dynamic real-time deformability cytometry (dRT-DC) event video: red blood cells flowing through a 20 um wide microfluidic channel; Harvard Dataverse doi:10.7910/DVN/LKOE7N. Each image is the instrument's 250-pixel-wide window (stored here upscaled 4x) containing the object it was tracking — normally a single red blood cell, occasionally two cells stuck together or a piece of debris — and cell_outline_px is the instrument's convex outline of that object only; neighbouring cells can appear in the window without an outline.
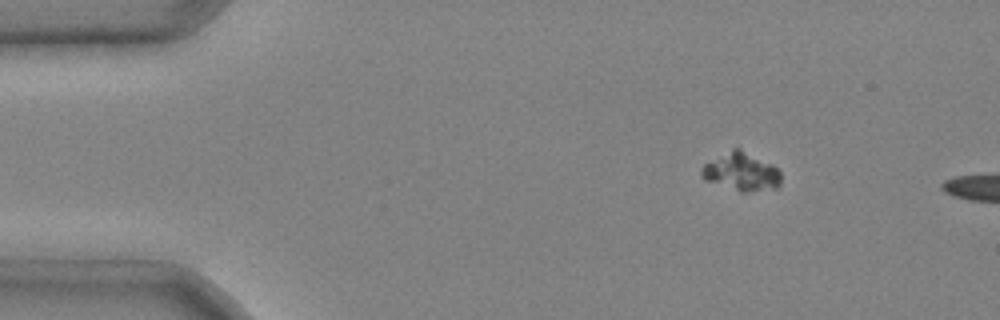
{"species": "common noctule bat (a hibernating species)", "species_latin": "Nyctalus noctula", "temperature_condition": "cold", "stored_images_in_passage": 2, "camera_frame_rate_fps": 3000, "um_per_image_px": 0.085, "animal": {"sex": "male", "body_mass_g": 20.4}, "frame": {"image": 1, "passage_image": 1, "time_ms": 0.0, "image_size_px": [1000, 320], "cell_outline_px": [[780, 184], [776, 188], [744, 192], [740, 192], [704, 180], [700, 176], [700, 172], [704, 164], [732, 148], [740, 148], [772, 164], [780, 172]], "centroid_in_image_um": [62.99, 14.6], "position_along_channel_um": 22.0, "area_um2": 17.63}}